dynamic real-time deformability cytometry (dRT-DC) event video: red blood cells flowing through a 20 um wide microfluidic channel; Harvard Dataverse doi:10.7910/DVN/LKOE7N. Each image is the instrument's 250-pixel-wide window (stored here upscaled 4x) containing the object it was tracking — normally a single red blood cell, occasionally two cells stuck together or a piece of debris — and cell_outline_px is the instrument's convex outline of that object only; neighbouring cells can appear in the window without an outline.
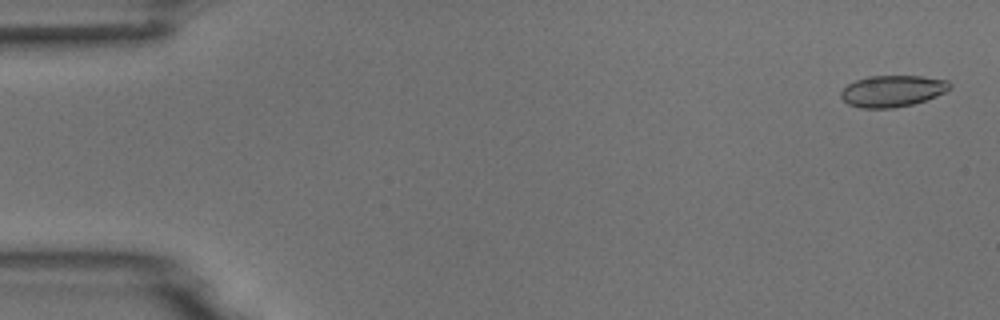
{"species": "common noctule bat (a hibernating species)", "species_latin": "Nyctalus noctula", "temperature_condition": "room temperature", "stored_images_in_passage": 5, "camera_frame_rate_fps": 3000, "um_per_image_px": 0.085, "animal": {"sex": "male", "body_mass_g": 18.8}, "frame": {"image": 1, "passage_image": 1, "time_ms": 0.0, "image_size_px": [1000, 320], "cell_outline_px": [[952, 88], [936, 96], [912, 104], [892, 108], [860, 108], [848, 104], [840, 96], [840, 92], [848, 84], [856, 80], [868, 76], [924, 76], [948, 80], [952, 84]], "centroid_in_image_um": [75.87, 7.73], "position_along_channel_um": 9.1, "area_um2": 20.0}}
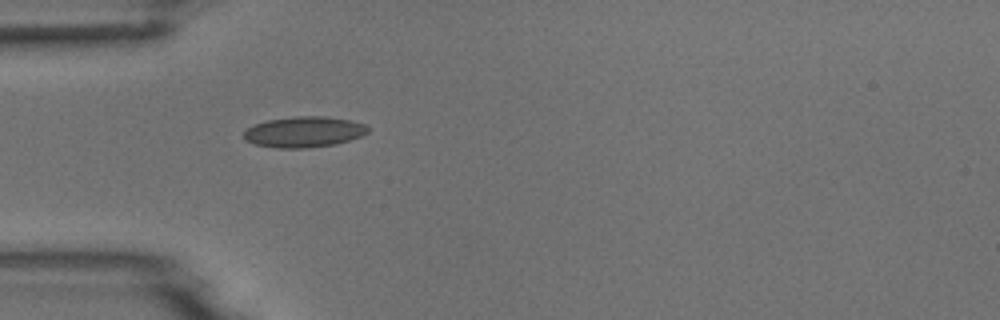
{"frame": {"image": 2, "passage_image": 5, "time_ms": 4.667, "image_size_px": [1000, 320], "cell_outline_px": [[368, 132], [360, 136], [336, 144], [308, 148], [276, 148], [252, 144], [244, 140], [244, 132], [248, 128], [256, 124], [268, 120], [296, 116], [324, 116], [348, 120], [364, 124], [368, 128]], "centroid_in_image_um": [25.8, 11.22], "position_along_channel_um": 59.2, "area_um2": 22.14}}